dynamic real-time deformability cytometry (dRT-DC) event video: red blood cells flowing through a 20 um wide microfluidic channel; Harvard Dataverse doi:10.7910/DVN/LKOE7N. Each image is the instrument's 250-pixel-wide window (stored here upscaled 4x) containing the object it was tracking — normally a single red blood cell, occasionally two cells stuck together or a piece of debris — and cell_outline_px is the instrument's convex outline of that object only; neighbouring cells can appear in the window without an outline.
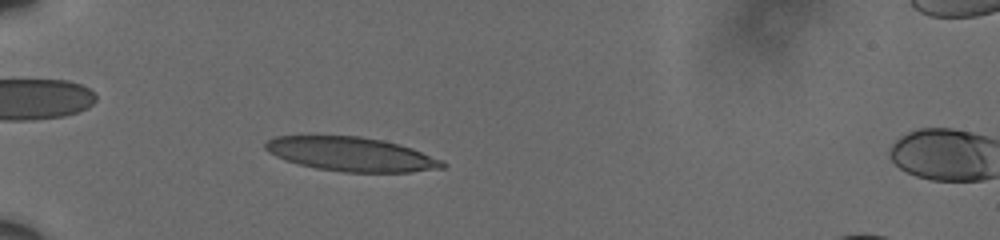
{"species": "human", "species_latin": "Homo sapiens", "temperature_condition": "cold", "stored_images_in_passage": 54, "camera_frame_rate_fps": 3000, "um_per_image_px": 0.085, "donor": {"sex": "male"}, "frame": {"image": 1, "passage_image": 15, "time_ms": 4.667, "image_size_px": [1000, 240], "cell_outline_px": [[444, 168], [408, 172], [348, 172], [320, 168], [300, 164], [288, 160], [264, 148], [264, 144], [268, 140], [280, 136], [356, 136], [380, 140], [396, 144], [420, 152], [440, 160], [444, 164]], "centroid_in_image_um": [29.85, 13.1], "position_along_channel_um": 55.1, "area_um2": 33.93}}
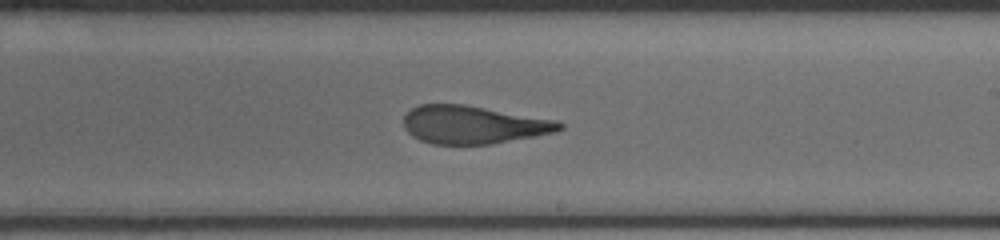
{"frame": {"image": 2, "passage_image": 33, "time_ms": 10.667, "image_size_px": [1000, 240], "cell_outline_px": [[564, 128], [552, 132], [488, 144], [436, 144], [420, 140], [408, 132], [404, 124], [404, 116], [412, 108], [420, 104], [460, 104], [552, 120], [564, 124]], "centroid_in_image_um": [40.14, 10.6], "position_along_channel_um": 248.9, "area_um2": 33.41}}
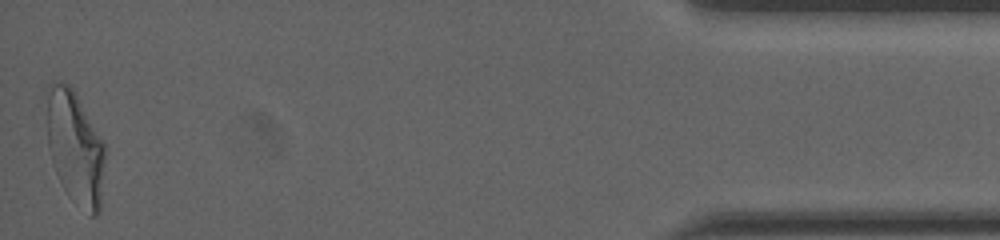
{"frame": {"image": 3, "passage_image": 54, "time_ms": 17.667, "image_size_px": [1000, 240], "cell_outline_px": [[104, 156], [100, 208], [92, 216], [48, 140], [48, 100], [52, 88], [56, 84], [64, 84], [72, 92], [104, 144]], "centroid_in_image_um": [6.5, 12.33], "position_along_channel_um": 428.7, "area_um2": 31.67}, "authors_computed_cell_mechanics": {"area_um2": 33.4373, "velocity_mm_per_s": 3.6166, "shape_relaxation_time_tau1_ms": 7.3489, "shape_relaxation_time_tau2_ms": 1.9623, "deformation_change_tau1": 0.2474, "deformation_change_tau2": 0.1014}}